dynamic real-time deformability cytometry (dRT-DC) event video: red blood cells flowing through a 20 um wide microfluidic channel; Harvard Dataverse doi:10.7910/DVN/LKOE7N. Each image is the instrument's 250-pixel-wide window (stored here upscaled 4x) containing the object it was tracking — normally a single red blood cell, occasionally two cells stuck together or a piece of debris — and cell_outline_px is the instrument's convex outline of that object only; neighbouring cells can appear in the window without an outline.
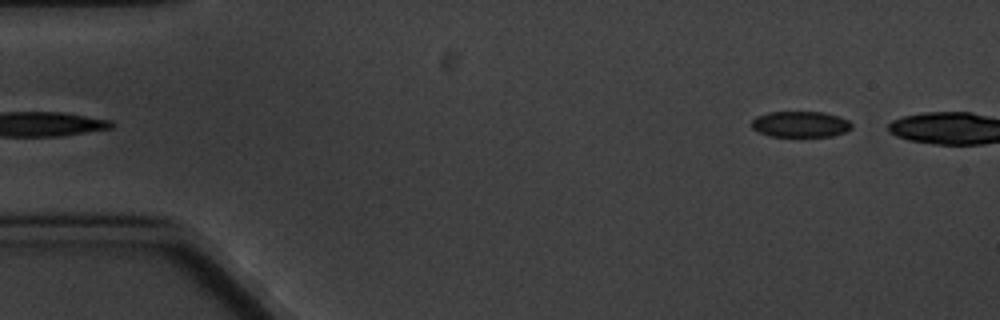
{"species": "common noctule bat (a hibernating species)", "species_latin": "Nyctalus noctula", "temperature_condition": "cold", "stored_images_in_passage": 6, "segment_of_instrument_passage": [2, 2], "camera_frame_rate_fps": 3000, "um_per_image_px": 0.085, "animal": {"sex": "male", "body_mass_g": 20.1, "forearm_length_mm": 53.5}, "frame": {"image": 1, "passage_image": 6, "time_ms": 6.333, "image_size_px": [1000, 320], "cell_outline_px": [[852, 128], [844, 132], [832, 136], [768, 136], [752, 128], [752, 120], [756, 116], [768, 112], [824, 112], [840, 116], [848, 120], [852, 124]], "centroid_in_image_um": [68.04, 10.55], "position_along_channel_um": 17.0, "area_um2": 15.14}}